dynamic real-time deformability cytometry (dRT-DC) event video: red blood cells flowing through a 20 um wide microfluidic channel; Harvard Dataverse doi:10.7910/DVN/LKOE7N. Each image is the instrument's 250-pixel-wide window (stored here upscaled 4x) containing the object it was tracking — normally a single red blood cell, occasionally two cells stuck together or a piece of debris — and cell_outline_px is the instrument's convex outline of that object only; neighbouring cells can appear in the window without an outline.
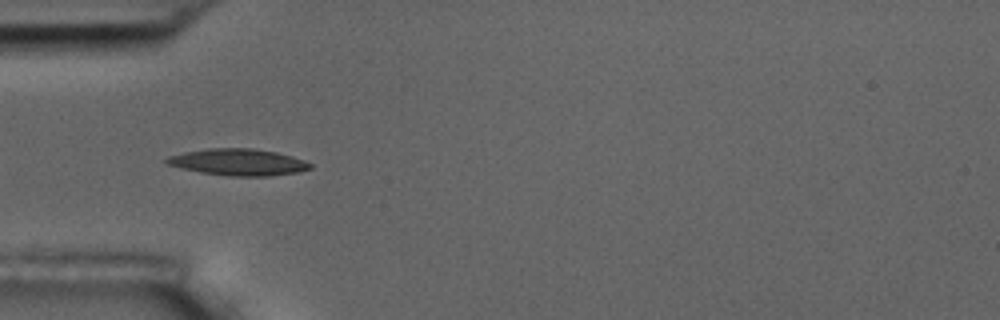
{"species": "common noctule bat (a hibernating species)", "species_latin": "Nyctalus noctula", "temperature_condition": "room temperature", "stored_images_in_passage": 7, "camera_frame_rate_fps": 3000, "um_per_image_px": 0.085, "animal": {"sex": "male", "body_mass_g": 17.5, "forearm_length_mm": 52.3}, "frame": {"image": 1, "passage_image": 6, "time_ms": 5.667, "image_size_px": [1000, 320], "cell_outline_px": [[312, 168], [296, 172], [268, 176], [228, 176], [200, 172], [180, 168], [168, 164], [164, 160], [168, 156], [184, 152], [208, 148], [252, 148], [276, 152], [292, 156], [304, 160], [312, 164]], "centroid_in_image_um": [20.24, 13.78], "position_along_channel_um": 64.8, "area_um2": 22.25}}